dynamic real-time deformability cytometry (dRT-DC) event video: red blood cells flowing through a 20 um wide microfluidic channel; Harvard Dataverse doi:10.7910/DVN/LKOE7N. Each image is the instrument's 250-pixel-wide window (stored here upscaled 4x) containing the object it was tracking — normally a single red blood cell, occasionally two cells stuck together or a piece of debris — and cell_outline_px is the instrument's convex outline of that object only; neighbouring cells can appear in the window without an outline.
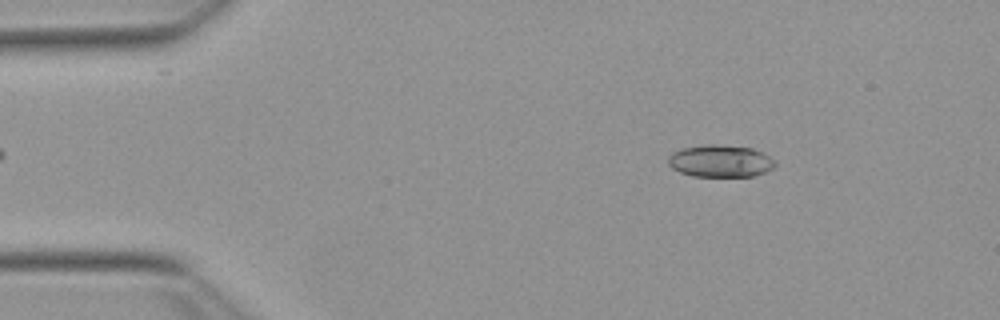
{"species": "Egyptian fruit bat (a non-hibernating species)", "species_latin": "Rousettus aegyptiacus", "temperature_condition": "warm", "stored_images_in_passage": 47, "camera_frame_rate_fps": 3000, "um_per_image_px": 0.085, "animal": {"sex": "female"}, "frame": {"image": 1, "passage_image": 2, "time_ms": 0.333, "image_size_px": [1000, 320], "cell_outline_px": [[776, 164], [772, 168], [764, 172], [752, 176], [692, 176], [680, 172], [672, 168], [668, 164], [668, 156], [672, 152], [680, 148], [708, 144], [720, 144], [752, 148], [776, 160]], "centroid_in_image_um": [61.19, 13.68], "position_along_channel_um": 23.8, "area_um2": 20.11}}
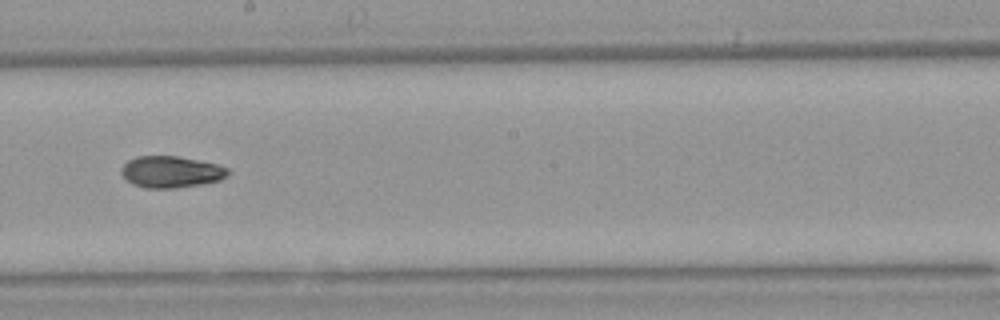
{"frame": {"image": 2, "passage_image": 24, "time_ms": 7.667, "image_size_px": [1000, 320], "cell_outline_px": [[228, 176], [220, 180], [200, 184], [176, 188], [144, 188], [132, 184], [120, 172], [120, 168], [128, 160], [136, 156], [176, 156], [220, 164], [228, 168]], "centroid_in_image_um": [14.54, 14.6], "position_along_channel_um": 233.7, "area_um2": 19.71}}
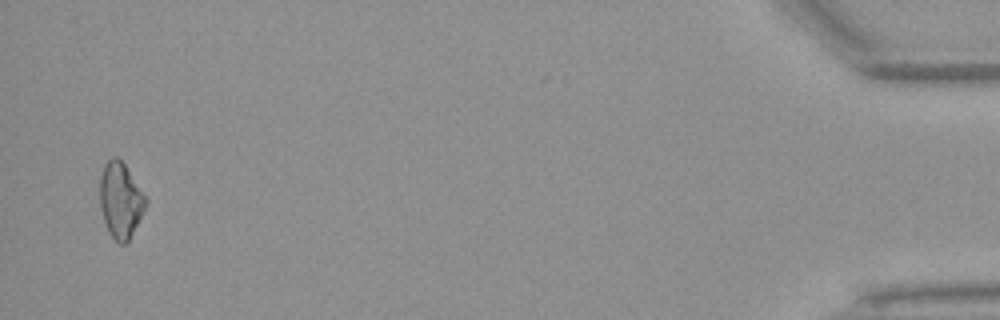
{"frame": {"image": 3, "passage_image": 46, "time_ms": 15.0, "image_size_px": [1000, 320], "cell_outline_px": [[148, 200], [128, 240], [124, 244], [120, 244], [108, 232], [100, 208], [100, 176], [104, 164], [112, 156], [116, 156], [124, 164]], "centroid_in_image_um": [10.21, 16.99], "position_along_channel_um": 425.0, "area_um2": 19.71}, "authors_computed_cell_mechanics": {"area_um2": 19.7098, "velocity_mm_per_s": 3.8288, "shape_relaxation_time_tau1_ms": null, "shape_relaxation_time_tau2_ms": 6.0732, "deformation_change_tau1": null, "deformation_change_tau2": 0.0983}}